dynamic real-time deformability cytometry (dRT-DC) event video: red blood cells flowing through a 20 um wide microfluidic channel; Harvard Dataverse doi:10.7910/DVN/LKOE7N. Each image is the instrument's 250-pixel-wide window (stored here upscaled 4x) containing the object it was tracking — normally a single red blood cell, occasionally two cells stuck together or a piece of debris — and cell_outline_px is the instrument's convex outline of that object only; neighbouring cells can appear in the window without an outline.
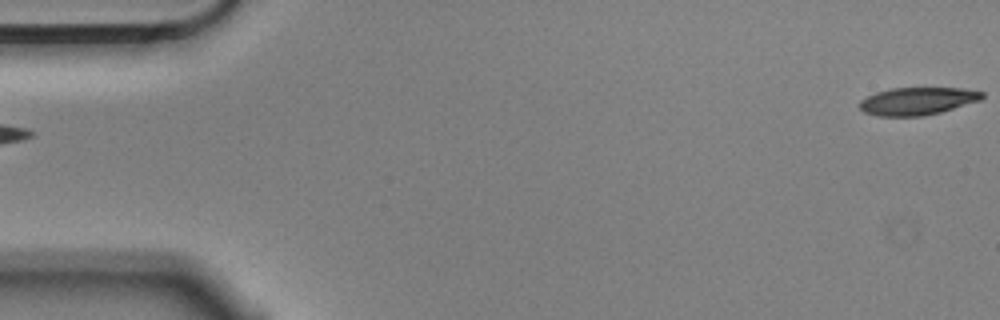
{"species": "Egyptian fruit bat (a non-hibernating species)", "species_latin": "Rousettus aegyptiacus", "temperature_condition": "cold", "stored_images_in_passage": 5, "segment_of_instrument_passage": [2, 2], "camera_frame_rate_fps": 3000, "um_per_image_px": 0.085, "animal": {"sex": "male"}, "frame": {"image": 1, "passage_image": 5, "time_ms": 1.333, "image_size_px": [1000, 320], "cell_outline_px": [[984, 96], [980, 100], [940, 112], [924, 116], [876, 116], [864, 112], [860, 108], [860, 100], [876, 92], [892, 88], [964, 88], [984, 92]], "centroid_in_image_um": [77.98, 8.59], "position_along_channel_um": 7.0, "area_um2": 19.65}}